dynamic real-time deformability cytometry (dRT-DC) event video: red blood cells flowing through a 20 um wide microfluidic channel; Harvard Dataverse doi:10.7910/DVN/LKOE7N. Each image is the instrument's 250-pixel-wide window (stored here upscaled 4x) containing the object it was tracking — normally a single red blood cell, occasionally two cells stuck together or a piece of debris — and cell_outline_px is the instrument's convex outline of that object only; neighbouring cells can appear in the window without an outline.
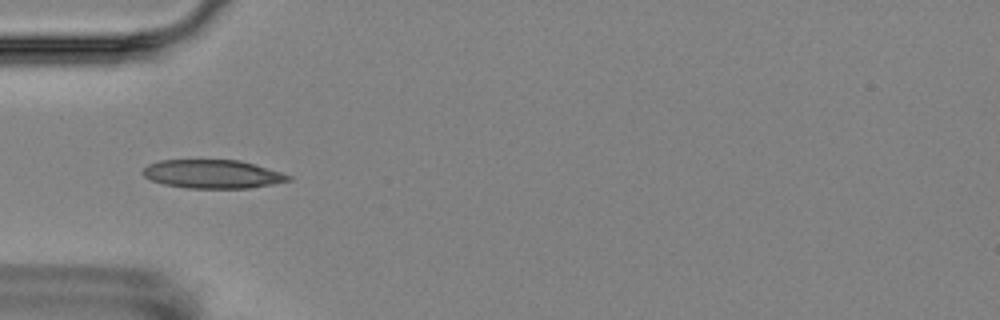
{"species": "Egyptian fruit bat (a non-hibernating species)", "species_latin": "Rousettus aegyptiacus", "temperature_condition": "room temperature", "stored_images_in_passage": 13, "camera_frame_rate_fps": 3000, "um_per_image_px": 0.085, "animal": {"sex": "female"}, "frame": {"image": 1, "passage_image": 6, "time_ms": 5.333, "image_size_px": [1000, 320], "cell_outline_px": [[292, 180], [272, 184], [248, 188], [188, 188], [164, 184], [152, 180], [144, 176], [140, 172], [148, 164], [160, 160], [240, 160], [256, 164], [292, 176]], "centroid_in_image_um": [18.07, 14.79], "position_along_channel_um": 66.9, "area_um2": 24.22}}
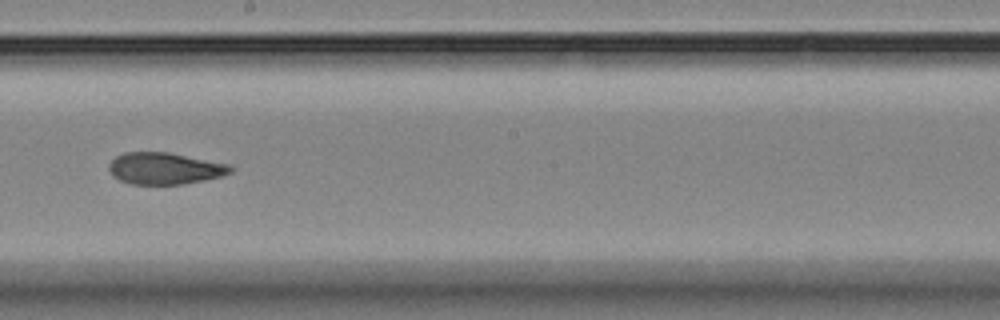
{"frame": {"image": 2, "passage_image": 10, "time_ms": 10.0, "image_size_px": [1000, 320], "cell_outline_px": [[232, 172], [224, 176], [184, 184], [132, 184], [120, 180], [112, 176], [108, 168], [108, 164], [116, 156], [124, 152], [168, 152], [232, 164]], "centroid_in_image_um": [14.03, 14.31], "position_along_channel_um": 234.2, "area_um2": 22.72}}
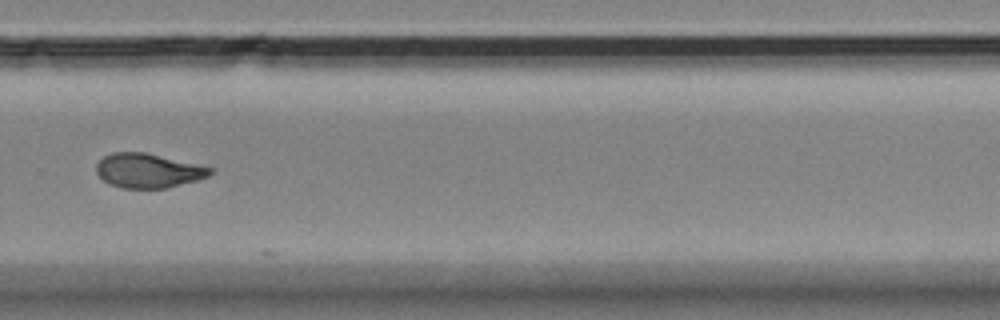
{"frame": {"image": 3, "passage_image": 12, "time_ms": 12.333, "image_size_px": [1000, 320], "cell_outline_px": [[212, 172], [208, 176], [196, 180], [168, 188], [120, 188], [108, 184], [96, 172], [96, 164], [104, 156], [112, 152], [144, 152], [196, 164], [212, 168]], "centroid_in_image_um": [12.55, 14.51], "position_along_channel_um": 317.3, "area_um2": 22.6}}